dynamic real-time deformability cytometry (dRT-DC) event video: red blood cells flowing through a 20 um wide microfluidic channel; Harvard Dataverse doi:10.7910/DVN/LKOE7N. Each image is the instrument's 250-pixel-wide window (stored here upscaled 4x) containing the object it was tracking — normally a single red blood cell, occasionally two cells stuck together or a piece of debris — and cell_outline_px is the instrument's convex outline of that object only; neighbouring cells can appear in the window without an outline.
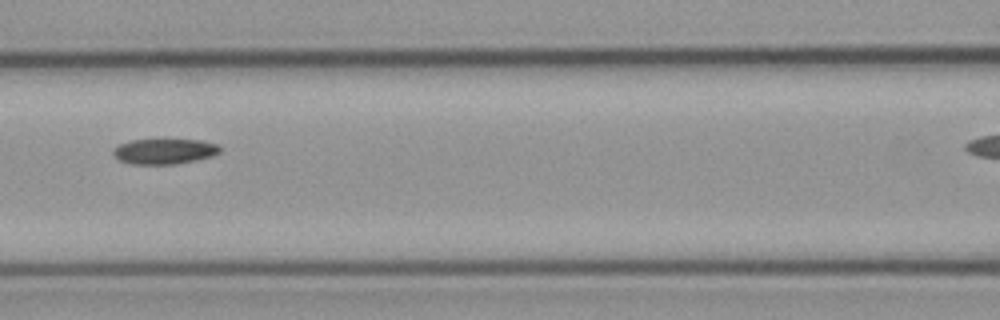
{"species": "common noctule bat (a hibernating species)", "species_latin": "Nyctalus noctula", "temperature_condition": "cold", "stored_images_in_passage": 10, "camera_frame_rate_fps": 3000, "um_per_image_px": 0.085, "animal": {"sex": "male", "body_mass_g": 23.1, "forearm_length_mm": 52.7}, "frame": {"image": 1, "passage_image": 6, "time_ms": 5.667, "image_size_px": [1000, 320], "cell_outline_px": [[220, 152], [212, 156], [196, 160], [176, 164], [128, 164], [112, 156], [112, 152], [120, 144], [132, 140], [200, 140], [216, 144], [220, 148]], "centroid_in_image_um": [13.95, 12.88], "position_along_channel_um": 152.6, "area_um2": 15.66}}